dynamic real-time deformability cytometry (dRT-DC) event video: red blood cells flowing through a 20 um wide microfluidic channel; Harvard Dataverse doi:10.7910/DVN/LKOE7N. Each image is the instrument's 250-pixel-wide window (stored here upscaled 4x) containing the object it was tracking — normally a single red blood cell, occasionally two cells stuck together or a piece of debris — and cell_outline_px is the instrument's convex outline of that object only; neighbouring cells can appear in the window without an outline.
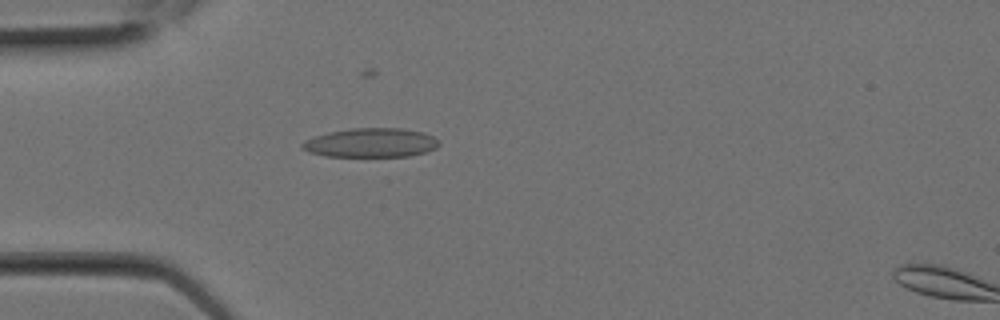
{"species": "Egyptian fruit bat (a non-hibernating species)", "species_latin": "Rousettus aegyptiacus", "temperature_condition": "room temperature", "stored_images_in_passage": 2, "camera_frame_rate_fps": 3000, "um_per_image_px": 0.085, "animal": {"sex": "female"}, "frame": {"image": 1, "passage_image": 1, "time_ms": 0.0, "image_size_px": [1000, 320], "cell_outline_px": [[440, 144], [436, 148], [424, 152], [408, 156], [324, 156], [308, 152], [300, 148], [300, 144], [304, 140], [328, 132], [352, 128], [400, 128], [424, 132], [440, 140]], "centroid_in_image_um": [31.51, 12.13], "position_along_channel_um": 53.5, "area_um2": 23.29}}